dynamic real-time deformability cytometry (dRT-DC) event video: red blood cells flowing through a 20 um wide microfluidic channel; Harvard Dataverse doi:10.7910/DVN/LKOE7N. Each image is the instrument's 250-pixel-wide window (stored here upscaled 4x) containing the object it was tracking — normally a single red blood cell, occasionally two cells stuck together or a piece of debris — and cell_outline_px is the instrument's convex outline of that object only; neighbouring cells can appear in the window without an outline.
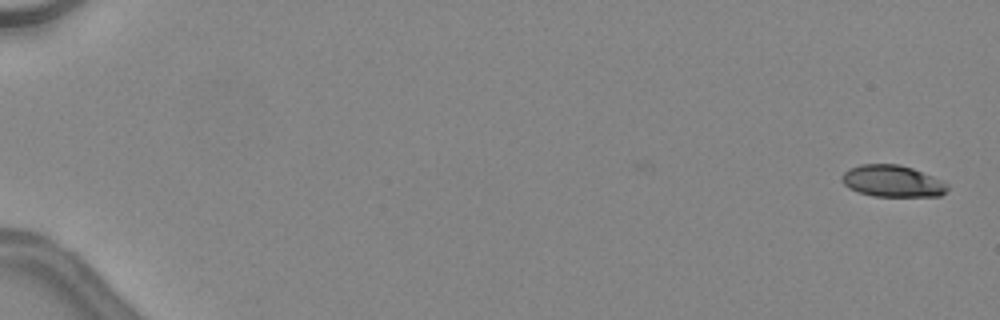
{"species": "common noctule bat (a hibernating species)", "species_latin": "Nyctalus noctula", "temperature_condition": "warm", "stored_images_in_passage": 10, "camera_frame_rate_fps": 3000, "um_per_image_px": 0.085, "animal": {"sex": "female", "body_mass_g": 24.6, "forearm_length_mm": 56.2}, "frame": {"image": 1, "passage_image": 1, "time_ms": 0.0, "image_size_px": [1000, 320], "cell_outline_px": [[948, 188], [940, 196], [872, 196], [848, 188], [840, 180], [840, 176], [848, 168], [860, 164], [900, 164], [912, 168], [932, 176], [948, 184]], "centroid_in_image_um": [75.8, 15.38], "position_along_channel_um": 9.2, "area_um2": 19.54}}